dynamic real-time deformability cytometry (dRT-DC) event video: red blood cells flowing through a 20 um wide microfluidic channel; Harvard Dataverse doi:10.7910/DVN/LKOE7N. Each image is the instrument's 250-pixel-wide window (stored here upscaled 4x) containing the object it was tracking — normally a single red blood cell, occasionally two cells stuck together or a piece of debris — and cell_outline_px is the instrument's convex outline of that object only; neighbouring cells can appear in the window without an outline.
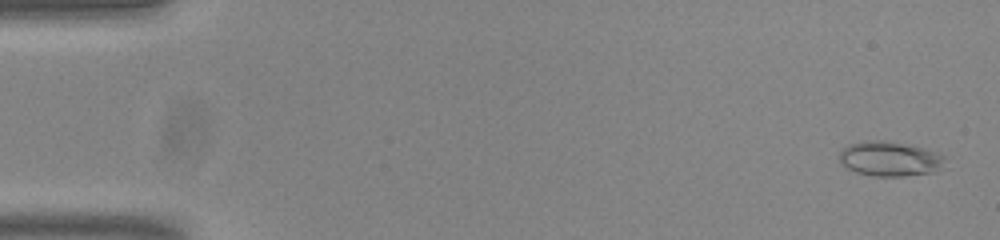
{"species": "common noctule bat (a hibernating species)", "species_latin": "Nyctalus noctula", "temperature_condition": "room temperature", "stored_images_in_passage": 55, "segment_of_instrument_passage": [1, 2], "camera_frame_rate_fps": 3000, "um_per_image_px": 0.085, "animal": {"sex": "male", "body_mass_g": 20.0, "forearm_length_mm": 53.3}, "frame": {"image": 1, "passage_image": 2, "time_ms": 0.333, "image_size_px": [1000, 240], "cell_outline_px": [[944, 156], [932, 172], [900, 176], [872, 176], [856, 172], [840, 164], [840, 152], [848, 144], [868, 140], [884, 140], [924, 148], [936, 152]], "centroid_in_image_um": [75.52, 13.48], "position_along_channel_um": 9.5, "area_um2": 20.81}}
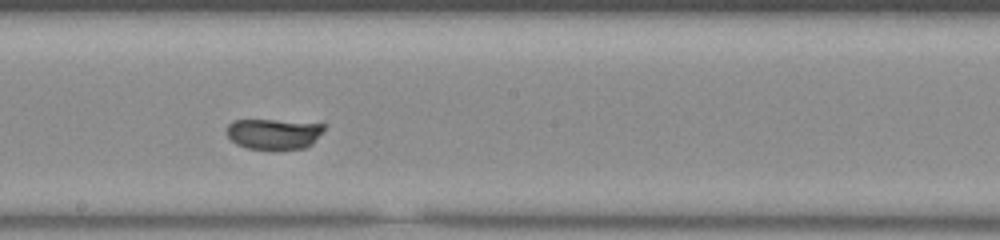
{"frame": {"image": 2, "passage_image": 30, "time_ms": 9.667, "image_size_px": [1000, 240], "cell_outline_px": [[328, 124], [312, 144], [304, 148], [248, 148], [236, 144], [228, 136], [228, 124], [232, 120], [272, 120]], "centroid_in_image_um": [23.28, 11.36], "position_along_channel_um": 224.9, "area_um2": 16.99}}
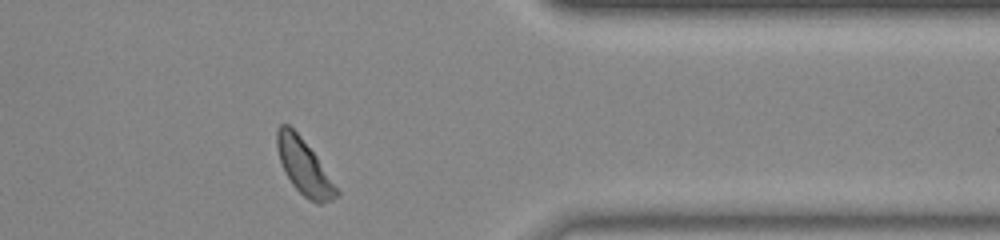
{"frame": {"image": 3, "passage_image": 44, "time_ms": 14.333, "image_size_px": [1000, 240], "cell_outline_px": [[340, 192], [332, 200], [320, 204], [316, 204], [308, 200], [292, 184], [280, 160], [276, 144], [276, 128], [280, 124], [288, 124], [300, 136], [316, 156]], "centroid_in_image_um": [25.84, 14.19], "position_along_channel_um": 385.6, "area_um2": 18.79}}